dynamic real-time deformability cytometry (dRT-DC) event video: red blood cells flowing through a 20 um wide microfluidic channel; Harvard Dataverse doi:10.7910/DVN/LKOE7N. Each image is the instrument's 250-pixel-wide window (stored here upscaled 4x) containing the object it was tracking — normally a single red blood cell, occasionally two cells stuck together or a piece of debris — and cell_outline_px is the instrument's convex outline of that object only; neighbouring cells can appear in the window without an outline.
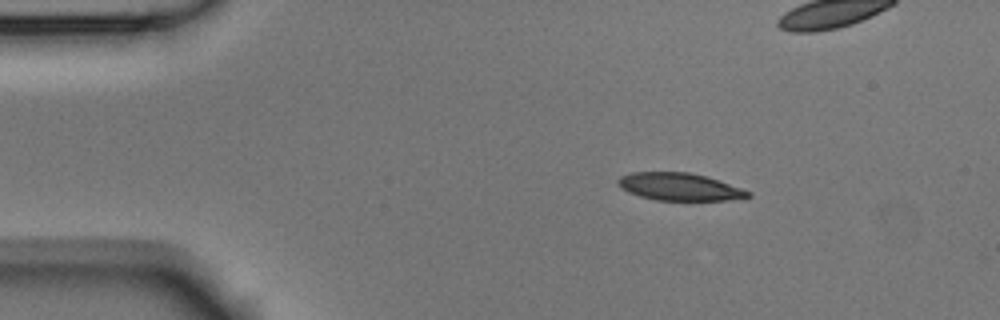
{"species": "Egyptian fruit bat (a non-hibernating species)", "species_latin": "Rousettus aegyptiacus", "temperature_condition": "room temperature", "stored_images_in_passage": 4, "camera_frame_rate_fps": 3000, "um_per_image_px": 0.085, "animal": {"sex": "male"}, "frame": {"image": 1, "passage_image": 1, "time_ms": 0.0, "image_size_px": [1000, 320], "cell_outline_px": [[752, 196], [724, 200], [656, 200], [640, 196], [628, 192], [620, 188], [616, 180], [620, 176], [632, 172], [688, 172], [704, 176], [752, 192]], "centroid_in_image_um": [57.69, 15.87], "position_along_channel_um": 27.3, "area_um2": 20.58}}